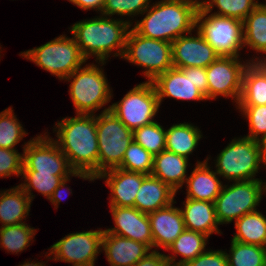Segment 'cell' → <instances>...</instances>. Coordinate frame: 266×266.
Wrapping results in <instances>:
<instances>
[{
    "label": "cell",
    "mask_w": 266,
    "mask_h": 266,
    "mask_svg": "<svg viewBox=\"0 0 266 266\" xmlns=\"http://www.w3.org/2000/svg\"><path fill=\"white\" fill-rule=\"evenodd\" d=\"M266 105V62H249L242 76L237 106Z\"/></svg>",
    "instance_id": "obj_25"
},
{
    "label": "cell",
    "mask_w": 266,
    "mask_h": 266,
    "mask_svg": "<svg viewBox=\"0 0 266 266\" xmlns=\"http://www.w3.org/2000/svg\"><path fill=\"white\" fill-rule=\"evenodd\" d=\"M160 105L152 81L138 84L120 102L111 105V111L131 131L154 122Z\"/></svg>",
    "instance_id": "obj_12"
},
{
    "label": "cell",
    "mask_w": 266,
    "mask_h": 266,
    "mask_svg": "<svg viewBox=\"0 0 266 266\" xmlns=\"http://www.w3.org/2000/svg\"><path fill=\"white\" fill-rule=\"evenodd\" d=\"M198 9L199 5L190 0H161L142 13L145 17L133 29L144 37L172 43L193 32Z\"/></svg>",
    "instance_id": "obj_3"
},
{
    "label": "cell",
    "mask_w": 266,
    "mask_h": 266,
    "mask_svg": "<svg viewBox=\"0 0 266 266\" xmlns=\"http://www.w3.org/2000/svg\"><path fill=\"white\" fill-rule=\"evenodd\" d=\"M185 204V205H184ZM183 209L180 211L183 216L185 229L207 235L219 234V222L216 217L215 205L213 202L197 201L186 198L183 202Z\"/></svg>",
    "instance_id": "obj_23"
},
{
    "label": "cell",
    "mask_w": 266,
    "mask_h": 266,
    "mask_svg": "<svg viewBox=\"0 0 266 266\" xmlns=\"http://www.w3.org/2000/svg\"><path fill=\"white\" fill-rule=\"evenodd\" d=\"M12 109L9 107L0 112V148L16 150L15 145L28 133L23 129Z\"/></svg>",
    "instance_id": "obj_36"
},
{
    "label": "cell",
    "mask_w": 266,
    "mask_h": 266,
    "mask_svg": "<svg viewBox=\"0 0 266 266\" xmlns=\"http://www.w3.org/2000/svg\"><path fill=\"white\" fill-rule=\"evenodd\" d=\"M188 159L173 152L163 150L153 156V169L151 175L168 184L174 191L182 188L186 182Z\"/></svg>",
    "instance_id": "obj_24"
},
{
    "label": "cell",
    "mask_w": 266,
    "mask_h": 266,
    "mask_svg": "<svg viewBox=\"0 0 266 266\" xmlns=\"http://www.w3.org/2000/svg\"><path fill=\"white\" fill-rule=\"evenodd\" d=\"M133 140L153 156L166 147V130L157 121L133 131Z\"/></svg>",
    "instance_id": "obj_35"
},
{
    "label": "cell",
    "mask_w": 266,
    "mask_h": 266,
    "mask_svg": "<svg viewBox=\"0 0 266 266\" xmlns=\"http://www.w3.org/2000/svg\"><path fill=\"white\" fill-rule=\"evenodd\" d=\"M264 192L266 182L261 179L237 181L229 187L223 185L214 202L219 224L237 221L243 215L256 211Z\"/></svg>",
    "instance_id": "obj_9"
},
{
    "label": "cell",
    "mask_w": 266,
    "mask_h": 266,
    "mask_svg": "<svg viewBox=\"0 0 266 266\" xmlns=\"http://www.w3.org/2000/svg\"><path fill=\"white\" fill-rule=\"evenodd\" d=\"M159 105L165 97L177 100H206V97L197 89L192 81V67L170 68L163 74L158 75L152 81Z\"/></svg>",
    "instance_id": "obj_16"
},
{
    "label": "cell",
    "mask_w": 266,
    "mask_h": 266,
    "mask_svg": "<svg viewBox=\"0 0 266 266\" xmlns=\"http://www.w3.org/2000/svg\"><path fill=\"white\" fill-rule=\"evenodd\" d=\"M70 79L69 94L76 114H94L113 97L103 70L94 63L76 69L65 81Z\"/></svg>",
    "instance_id": "obj_4"
},
{
    "label": "cell",
    "mask_w": 266,
    "mask_h": 266,
    "mask_svg": "<svg viewBox=\"0 0 266 266\" xmlns=\"http://www.w3.org/2000/svg\"><path fill=\"white\" fill-rule=\"evenodd\" d=\"M257 141L259 145L262 164H264L263 166L265 167L266 165V134L260 137V139Z\"/></svg>",
    "instance_id": "obj_46"
},
{
    "label": "cell",
    "mask_w": 266,
    "mask_h": 266,
    "mask_svg": "<svg viewBox=\"0 0 266 266\" xmlns=\"http://www.w3.org/2000/svg\"><path fill=\"white\" fill-rule=\"evenodd\" d=\"M215 163L216 173L229 181L258 180L254 178L262 163L258 141L247 137L232 139Z\"/></svg>",
    "instance_id": "obj_7"
},
{
    "label": "cell",
    "mask_w": 266,
    "mask_h": 266,
    "mask_svg": "<svg viewBox=\"0 0 266 266\" xmlns=\"http://www.w3.org/2000/svg\"><path fill=\"white\" fill-rule=\"evenodd\" d=\"M236 233L232 240L264 247L266 244V217L259 210L247 213L235 221Z\"/></svg>",
    "instance_id": "obj_30"
},
{
    "label": "cell",
    "mask_w": 266,
    "mask_h": 266,
    "mask_svg": "<svg viewBox=\"0 0 266 266\" xmlns=\"http://www.w3.org/2000/svg\"><path fill=\"white\" fill-rule=\"evenodd\" d=\"M102 249L111 266H133L152 251L147 244L105 231L102 236Z\"/></svg>",
    "instance_id": "obj_20"
},
{
    "label": "cell",
    "mask_w": 266,
    "mask_h": 266,
    "mask_svg": "<svg viewBox=\"0 0 266 266\" xmlns=\"http://www.w3.org/2000/svg\"><path fill=\"white\" fill-rule=\"evenodd\" d=\"M236 107L249 121L250 134L244 137L259 140L266 134V105Z\"/></svg>",
    "instance_id": "obj_39"
},
{
    "label": "cell",
    "mask_w": 266,
    "mask_h": 266,
    "mask_svg": "<svg viewBox=\"0 0 266 266\" xmlns=\"http://www.w3.org/2000/svg\"><path fill=\"white\" fill-rule=\"evenodd\" d=\"M20 55L60 80H65L86 62L74 38H68L65 35H60L39 47L21 52Z\"/></svg>",
    "instance_id": "obj_5"
},
{
    "label": "cell",
    "mask_w": 266,
    "mask_h": 266,
    "mask_svg": "<svg viewBox=\"0 0 266 266\" xmlns=\"http://www.w3.org/2000/svg\"><path fill=\"white\" fill-rule=\"evenodd\" d=\"M228 266H266L264 247L231 240L230 253L226 252Z\"/></svg>",
    "instance_id": "obj_32"
},
{
    "label": "cell",
    "mask_w": 266,
    "mask_h": 266,
    "mask_svg": "<svg viewBox=\"0 0 266 266\" xmlns=\"http://www.w3.org/2000/svg\"><path fill=\"white\" fill-rule=\"evenodd\" d=\"M150 0H104V6L101 15L110 17L113 15L136 16L150 7Z\"/></svg>",
    "instance_id": "obj_38"
},
{
    "label": "cell",
    "mask_w": 266,
    "mask_h": 266,
    "mask_svg": "<svg viewBox=\"0 0 266 266\" xmlns=\"http://www.w3.org/2000/svg\"><path fill=\"white\" fill-rule=\"evenodd\" d=\"M23 154L18 150L0 148V178L10 177L12 174L17 177L22 175Z\"/></svg>",
    "instance_id": "obj_40"
},
{
    "label": "cell",
    "mask_w": 266,
    "mask_h": 266,
    "mask_svg": "<svg viewBox=\"0 0 266 266\" xmlns=\"http://www.w3.org/2000/svg\"><path fill=\"white\" fill-rule=\"evenodd\" d=\"M83 10L95 9L102 13L104 0H68Z\"/></svg>",
    "instance_id": "obj_44"
},
{
    "label": "cell",
    "mask_w": 266,
    "mask_h": 266,
    "mask_svg": "<svg viewBox=\"0 0 266 266\" xmlns=\"http://www.w3.org/2000/svg\"><path fill=\"white\" fill-rule=\"evenodd\" d=\"M68 181H70V177L63 179L62 182L58 185V187L54 190L51 197L49 198L50 202L55 206L56 209L58 208V204H60L63 198L64 194L62 190L65 189L64 187L66 186V183ZM66 190H70V188L69 189L67 188Z\"/></svg>",
    "instance_id": "obj_45"
},
{
    "label": "cell",
    "mask_w": 266,
    "mask_h": 266,
    "mask_svg": "<svg viewBox=\"0 0 266 266\" xmlns=\"http://www.w3.org/2000/svg\"><path fill=\"white\" fill-rule=\"evenodd\" d=\"M170 205L148 213L151 225L153 247L165 250L185 230L184 220L180 208Z\"/></svg>",
    "instance_id": "obj_19"
},
{
    "label": "cell",
    "mask_w": 266,
    "mask_h": 266,
    "mask_svg": "<svg viewBox=\"0 0 266 266\" xmlns=\"http://www.w3.org/2000/svg\"><path fill=\"white\" fill-rule=\"evenodd\" d=\"M168 184L153 175H147L136 194L134 207L143 213H150L174 202L176 195Z\"/></svg>",
    "instance_id": "obj_22"
},
{
    "label": "cell",
    "mask_w": 266,
    "mask_h": 266,
    "mask_svg": "<svg viewBox=\"0 0 266 266\" xmlns=\"http://www.w3.org/2000/svg\"><path fill=\"white\" fill-rule=\"evenodd\" d=\"M24 144L22 171H38L39 173L53 175H72L84 180H93L89 174L75 172L70 167L67 157L60 150L54 139L49 137V134L38 135Z\"/></svg>",
    "instance_id": "obj_11"
},
{
    "label": "cell",
    "mask_w": 266,
    "mask_h": 266,
    "mask_svg": "<svg viewBox=\"0 0 266 266\" xmlns=\"http://www.w3.org/2000/svg\"><path fill=\"white\" fill-rule=\"evenodd\" d=\"M180 36L172 44V63L174 68H207L219 55L215 49L197 31V37Z\"/></svg>",
    "instance_id": "obj_15"
},
{
    "label": "cell",
    "mask_w": 266,
    "mask_h": 266,
    "mask_svg": "<svg viewBox=\"0 0 266 266\" xmlns=\"http://www.w3.org/2000/svg\"><path fill=\"white\" fill-rule=\"evenodd\" d=\"M122 58L145 68L142 73L148 81H153L158 75L173 67L172 44L144 37L131 28Z\"/></svg>",
    "instance_id": "obj_10"
},
{
    "label": "cell",
    "mask_w": 266,
    "mask_h": 266,
    "mask_svg": "<svg viewBox=\"0 0 266 266\" xmlns=\"http://www.w3.org/2000/svg\"><path fill=\"white\" fill-rule=\"evenodd\" d=\"M239 57L219 56L206 68L207 100L217 96L232 98L238 104L242 91V76L248 62H240Z\"/></svg>",
    "instance_id": "obj_14"
},
{
    "label": "cell",
    "mask_w": 266,
    "mask_h": 266,
    "mask_svg": "<svg viewBox=\"0 0 266 266\" xmlns=\"http://www.w3.org/2000/svg\"><path fill=\"white\" fill-rule=\"evenodd\" d=\"M244 46L266 54V8L260 3L243 21ZM251 62H266L258 57Z\"/></svg>",
    "instance_id": "obj_28"
},
{
    "label": "cell",
    "mask_w": 266,
    "mask_h": 266,
    "mask_svg": "<svg viewBox=\"0 0 266 266\" xmlns=\"http://www.w3.org/2000/svg\"><path fill=\"white\" fill-rule=\"evenodd\" d=\"M19 266H45L44 262L41 263V262H36L35 261H25L24 264H21Z\"/></svg>",
    "instance_id": "obj_47"
},
{
    "label": "cell",
    "mask_w": 266,
    "mask_h": 266,
    "mask_svg": "<svg viewBox=\"0 0 266 266\" xmlns=\"http://www.w3.org/2000/svg\"><path fill=\"white\" fill-rule=\"evenodd\" d=\"M183 266H228L226 251L209 250L199 254L193 260L188 261Z\"/></svg>",
    "instance_id": "obj_41"
},
{
    "label": "cell",
    "mask_w": 266,
    "mask_h": 266,
    "mask_svg": "<svg viewBox=\"0 0 266 266\" xmlns=\"http://www.w3.org/2000/svg\"><path fill=\"white\" fill-rule=\"evenodd\" d=\"M156 250H152L146 257L139 260L133 266H166L168 264L166 255Z\"/></svg>",
    "instance_id": "obj_42"
},
{
    "label": "cell",
    "mask_w": 266,
    "mask_h": 266,
    "mask_svg": "<svg viewBox=\"0 0 266 266\" xmlns=\"http://www.w3.org/2000/svg\"><path fill=\"white\" fill-rule=\"evenodd\" d=\"M110 207L115 227L105 229V232L142 242L153 248L151 225L147 213L140 212L135 207Z\"/></svg>",
    "instance_id": "obj_17"
},
{
    "label": "cell",
    "mask_w": 266,
    "mask_h": 266,
    "mask_svg": "<svg viewBox=\"0 0 266 266\" xmlns=\"http://www.w3.org/2000/svg\"><path fill=\"white\" fill-rule=\"evenodd\" d=\"M190 1L196 2L200 6L205 0H203L201 2H200V0H198V1L197 0H190Z\"/></svg>",
    "instance_id": "obj_48"
},
{
    "label": "cell",
    "mask_w": 266,
    "mask_h": 266,
    "mask_svg": "<svg viewBox=\"0 0 266 266\" xmlns=\"http://www.w3.org/2000/svg\"><path fill=\"white\" fill-rule=\"evenodd\" d=\"M104 230H90L71 233L53 244L47 254L53 260L71 263L72 266H95V260L102 250Z\"/></svg>",
    "instance_id": "obj_13"
},
{
    "label": "cell",
    "mask_w": 266,
    "mask_h": 266,
    "mask_svg": "<svg viewBox=\"0 0 266 266\" xmlns=\"http://www.w3.org/2000/svg\"><path fill=\"white\" fill-rule=\"evenodd\" d=\"M208 160L209 158L203 162L198 161L191 175L186 179V198L214 203L221 193L222 181L219 180L216 171L210 170Z\"/></svg>",
    "instance_id": "obj_21"
},
{
    "label": "cell",
    "mask_w": 266,
    "mask_h": 266,
    "mask_svg": "<svg viewBox=\"0 0 266 266\" xmlns=\"http://www.w3.org/2000/svg\"><path fill=\"white\" fill-rule=\"evenodd\" d=\"M146 176L140 172L114 168L101 173L96 179H106V185L111 190L110 206L134 207L136 194Z\"/></svg>",
    "instance_id": "obj_18"
},
{
    "label": "cell",
    "mask_w": 266,
    "mask_h": 266,
    "mask_svg": "<svg viewBox=\"0 0 266 266\" xmlns=\"http://www.w3.org/2000/svg\"><path fill=\"white\" fill-rule=\"evenodd\" d=\"M30 197L17 185L0 193V223L3 226L17 225L26 220L30 212Z\"/></svg>",
    "instance_id": "obj_26"
},
{
    "label": "cell",
    "mask_w": 266,
    "mask_h": 266,
    "mask_svg": "<svg viewBox=\"0 0 266 266\" xmlns=\"http://www.w3.org/2000/svg\"><path fill=\"white\" fill-rule=\"evenodd\" d=\"M208 14V11L199 6L196 13L197 31L219 56L239 57L238 52L244 48L243 22L235 18Z\"/></svg>",
    "instance_id": "obj_8"
},
{
    "label": "cell",
    "mask_w": 266,
    "mask_h": 266,
    "mask_svg": "<svg viewBox=\"0 0 266 266\" xmlns=\"http://www.w3.org/2000/svg\"><path fill=\"white\" fill-rule=\"evenodd\" d=\"M22 176L25 181L19 186L30 197L31 201L35 196L31 193L32 188L49 199L62 180L70 177L69 175L45 174L38 171H22Z\"/></svg>",
    "instance_id": "obj_33"
},
{
    "label": "cell",
    "mask_w": 266,
    "mask_h": 266,
    "mask_svg": "<svg viewBox=\"0 0 266 266\" xmlns=\"http://www.w3.org/2000/svg\"><path fill=\"white\" fill-rule=\"evenodd\" d=\"M76 115L55 124L58 139L54 141L67 157L70 167L75 172L89 174L94 181L98 176L99 155L96 114Z\"/></svg>",
    "instance_id": "obj_1"
},
{
    "label": "cell",
    "mask_w": 266,
    "mask_h": 266,
    "mask_svg": "<svg viewBox=\"0 0 266 266\" xmlns=\"http://www.w3.org/2000/svg\"><path fill=\"white\" fill-rule=\"evenodd\" d=\"M110 109L111 106L105 108L99 116L96 115L98 175L118 168L133 140V131L127 128Z\"/></svg>",
    "instance_id": "obj_6"
},
{
    "label": "cell",
    "mask_w": 266,
    "mask_h": 266,
    "mask_svg": "<svg viewBox=\"0 0 266 266\" xmlns=\"http://www.w3.org/2000/svg\"><path fill=\"white\" fill-rule=\"evenodd\" d=\"M131 24L129 20H115L100 15L73 24L70 32L86 60L90 56H95V61L104 65L109 54L115 49L117 52L113 55L123 57Z\"/></svg>",
    "instance_id": "obj_2"
},
{
    "label": "cell",
    "mask_w": 266,
    "mask_h": 266,
    "mask_svg": "<svg viewBox=\"0 0 266 266\" xmlns=\"http://www.w3.org/2000/svg\"><path fill=\"white\" fill-rule=\"evenodd\" d=\"M118 168L150 175L153 169V155L132 140Z\"/></svg>",
    "instance_id": "obj_37"
},
{
    "label": "cell",
    "mask_w": 266,
    "mask_h": 266,
    "mask_svg": "<svg viewBox=\"0 0 266 266\" xmlns=\"http://www.w3.org/2000/svg\"><path fill=\"white\" fill-rule=\"evenodd\" d=\"M192 81L197 89L206 97L207 100V75L206 68L192 67Z\"/></svg>",
    "instance_id": "obj_43"
},
{
    "label": "cell",
    "mask_w": 266,
    "mask_h": 266,
    "mask_svg": "<svg viewBox=\"0 0 266 266\" xmlns=\"http://www.w3.org/2000/svg\"><path fill=\"white\" fill-rule=\"evenodd\" d=\"M36 229L31 228L27 223L17 225L1 226L0 227V246L6 249L9 253H20L25 250L33 236H35Z\"/></svg>",
    "instance_id": "obj_31"
},
{
    "label": "cell",
    "mask_w": 266,
    "mask_h": 266,
    "mask_svg": "<svg viewBox=\"0 0 266 266\" xmlns=\"http://www.w3.org/2000/svg\"><path fill=\"white\" fill-rule=\"evenodd\" d=\"M207 240V235L185 229L166 250L173 252L170 256L166 255L167 263L169 265L183 266L205 252ZM173 254L181 255L183 258L176 262V256Z\"/></svg>",
    "instance_id": "obj_27"
},
{
    "label": "cell",
    "mask_w": 266,
    "mask_h": 266,
    "mask_svg": "<svg viewBox=\"0 0 266 266\" xmlns=\"http://www.w3.org/2000/svg\"><path fill=\"white\" fill-rule=\"evenodd\" d=\"M259 4L258 0H205L200 6L209 13L216 6L218 11L214 14L243 22Z\"/></svg>",
    "instance_id": "obj_34"
},
{
    "label": "cell",
    "mask_w": 266,
    "mask_h": 266,
    "mask_svg": "<svg viewBox=\"0 0 266 266\" xmlns=\"http://www.w3.org/2000/svg\"><path fill=\"white\" fill-rule=\"evenodd\" d=\"M201 138L202 134L197 126L190 123L173 124L166 130L165 150L188 158Z\"/></svg>",
    "instance_id": "obj_29"
}]
</instances>
